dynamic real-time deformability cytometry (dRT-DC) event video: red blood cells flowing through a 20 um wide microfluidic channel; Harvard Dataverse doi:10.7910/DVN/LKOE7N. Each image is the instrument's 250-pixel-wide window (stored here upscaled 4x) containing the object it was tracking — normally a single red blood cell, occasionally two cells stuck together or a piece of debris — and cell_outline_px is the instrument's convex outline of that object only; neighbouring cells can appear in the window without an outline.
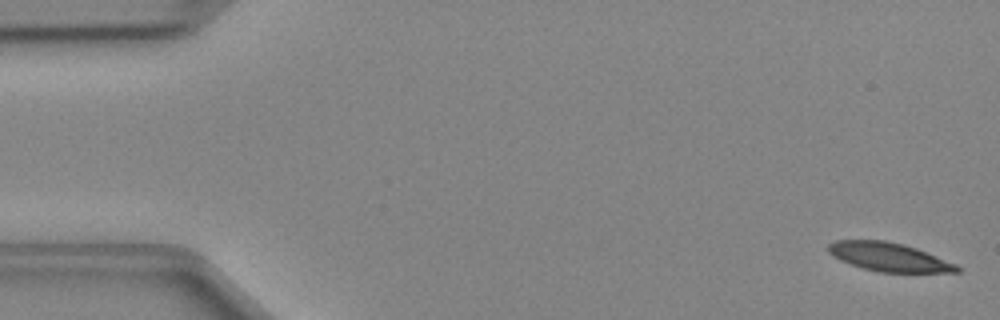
{"species": "Egyptian fruit bat (a non-hibernating species)", "species_latin": "Rousettus aegyptiacus", "temperature_condition": "cold", "stored_images_in_passage": 8, "camera_frame_rate_fps": 3000, "um_per_image_px": 0.085, "animal": {"sex": "female"}, "frame": {"image": 1, "passage_image": 1, "time_ms": 0.0, "image_size_px": [1000, 320], "cell_outline_px": [[960, 272], [880, 272], [864, 268], [840, 260], [832, 256], [828, 252], [828, 244], [836, 240], [884, 240], [904, 244], [916, 248], [956, 264], [960, 268]], "centroid_in_image_um": [75.54, 21.83], "position_along_channel_um": 9.5, "area_um2": 21.27}}